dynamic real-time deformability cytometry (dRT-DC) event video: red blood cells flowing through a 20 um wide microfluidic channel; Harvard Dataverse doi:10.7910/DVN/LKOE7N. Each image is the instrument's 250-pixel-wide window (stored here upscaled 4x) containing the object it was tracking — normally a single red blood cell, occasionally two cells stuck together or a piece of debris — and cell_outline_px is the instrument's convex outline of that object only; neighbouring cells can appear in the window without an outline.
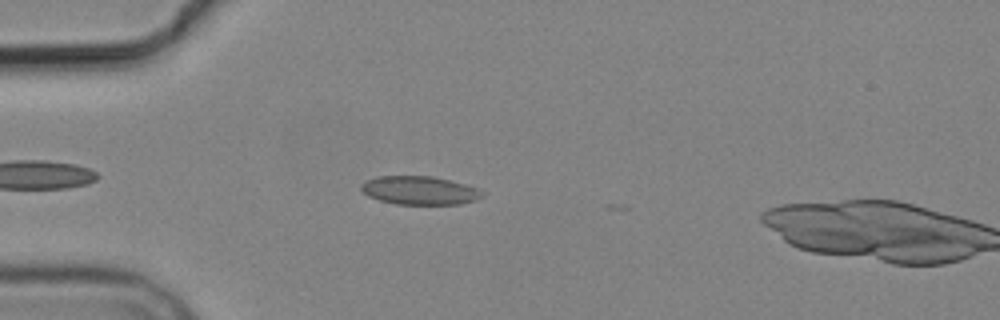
{"species": "common noctule bat (a hibernating species)", "species_latin": "Nyctalus noctula", "temperature_condition": "cold", "stored_images_in_passage": 4, "camera_frame_rate_fps": 3000, "um_per_image_px": 0.085, "animal": {"sex": "male", "body_mass_g": 19.2, "forearm_length_mm": 51.8}, "frame": {"image": 1, "passage_image": 3, "time_ms": 3.0, "image_size_px": [1000, 320], "cell_outline_px": [[484, 196], [476, 200], [460, 204], [396, 204], [380, 200], [368, 196], [360, 188], [360, 184], [364, 180], [376, 176], [432, 176], [480, 188], [484, 192]], "centroid_in_image_um": [35.66, 16.18], "position_along_channel_um": 49.3, "area_um2": 20.23}}